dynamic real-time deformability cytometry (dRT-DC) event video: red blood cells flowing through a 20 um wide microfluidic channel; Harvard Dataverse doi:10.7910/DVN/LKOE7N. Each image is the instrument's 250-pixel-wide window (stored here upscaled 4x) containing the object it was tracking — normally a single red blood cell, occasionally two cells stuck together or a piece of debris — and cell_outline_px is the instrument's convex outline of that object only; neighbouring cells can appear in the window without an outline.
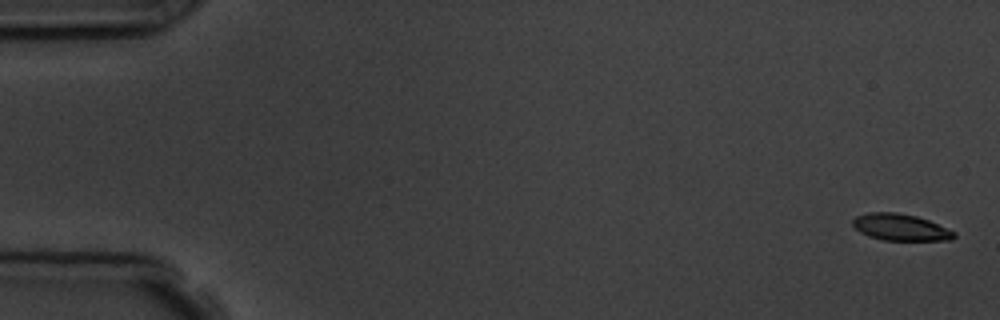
{"species": "common noctule bat (a hibernating species)", "species_latin": "Nyctalus noctula", "temperature_condition": "room temperature", "stored_images_in_passage": 7, "camera_frame_rate_fps": 3000, "um_per_image_px": 0.085, "animal": {"sex": "male", "body_mass_g": 19.5, "forearm_length_mm": 54.6}, "frame": {"image": 1, "passage_image": 1, "time_ms": 0.0, "image_size_px": [1000, 320], "cell_outline_px": [[956, 236], [952, 240], [884, 240], [868, 236], [860, 232], [852, 224], [852, 220], [856, 216], [868, 212], [896, 212], [916, 216], [928, 220], [956, 232]], "centroid_in_image_um": [76.54, 19.31], "position_along_channel_um": 8.5, "area_um2": 15.72}}
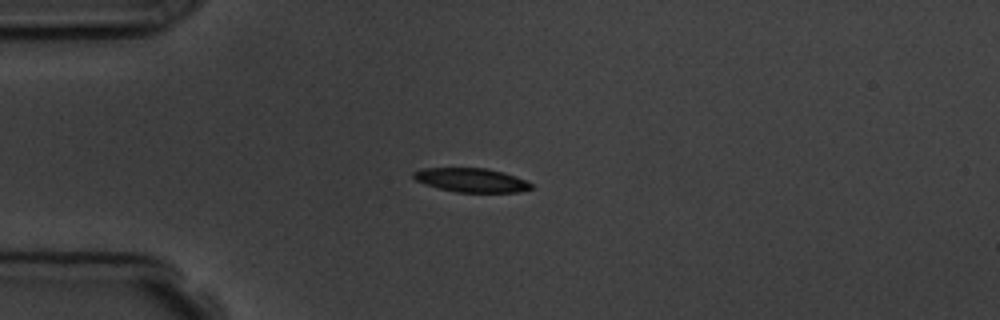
{"frame": {"image": 2, "passage_image": 5, "time_ms": 4.333, "image_size_px": [1000, 320], "cell_outline_px": [[532, 188], [520, 192], [456, 192], [424, 184], [416, 180], [412, 176], [412, 172], [424, 168], [488, 168], [504, 172], [524, 180], [532, 184]], "centroid_in_image_um": [40.05, 15.3], "position_along_channel_um": 45.0, "area_um2": 16.36}}